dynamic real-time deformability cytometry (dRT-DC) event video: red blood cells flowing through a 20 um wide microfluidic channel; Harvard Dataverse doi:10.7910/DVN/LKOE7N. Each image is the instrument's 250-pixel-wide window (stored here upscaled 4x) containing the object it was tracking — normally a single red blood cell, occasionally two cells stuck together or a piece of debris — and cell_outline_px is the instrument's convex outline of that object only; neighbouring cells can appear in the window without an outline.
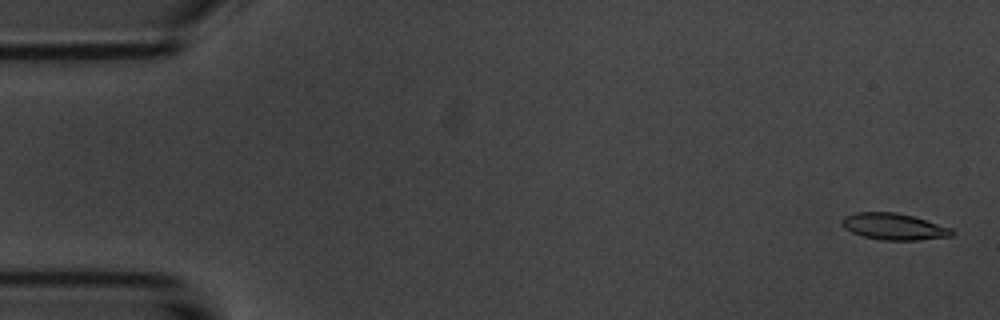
{"species": "common noctule bat (a hibernating species)", "species_latin": "Nyctalus noctula", "temperature_condition": "room temperature", "stored_images_in_passage": 5, "camera_frame_rate_fps": 3000, "um_per_image_px": 0.085, "animal": {"sex": "male", "body_mass_g": 20.1, "forearm_length_mm": 53.5}, "frame": {"image": 1, "passage_image": 1, "time_ms": 0.0, "image_size_px": [1000, 320], "cell_outline_px": [[956, 232], [952, 236], [920, 240], [880, 240], [864, 236], [852, 232], [844, 228], [840, 224], [840, 220], [844, 216], [856, 212], [896, 212], [912, 216], [952, 228]], "centroid_in_image_um": [75.97, 19.26], "position_along_channel_um": 9.0, "area_um2": 17.11}}
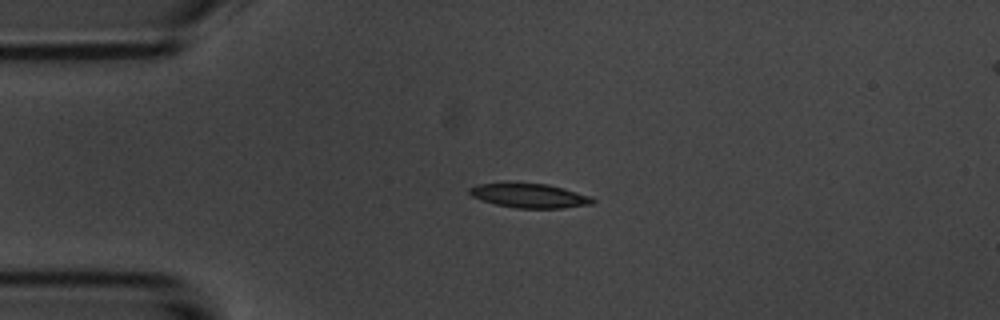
{"frame": {"image": 2, "passage_image": 4, "time_ms": 3.667, "image_size_px": [1000, 320], "cell_outline_px": [[596, 200], [592, 204], [564, 208], [516, 208], [496, 204], [472, 196], [468, 192], [468, 188], [476, 184], [504, 180], [548, 184], [564, 188], [592, 196]], "centroid_in_image_um": [44.97, 16.58], "position_along_channel_um": 40.0, "area_um2": 18.21}}